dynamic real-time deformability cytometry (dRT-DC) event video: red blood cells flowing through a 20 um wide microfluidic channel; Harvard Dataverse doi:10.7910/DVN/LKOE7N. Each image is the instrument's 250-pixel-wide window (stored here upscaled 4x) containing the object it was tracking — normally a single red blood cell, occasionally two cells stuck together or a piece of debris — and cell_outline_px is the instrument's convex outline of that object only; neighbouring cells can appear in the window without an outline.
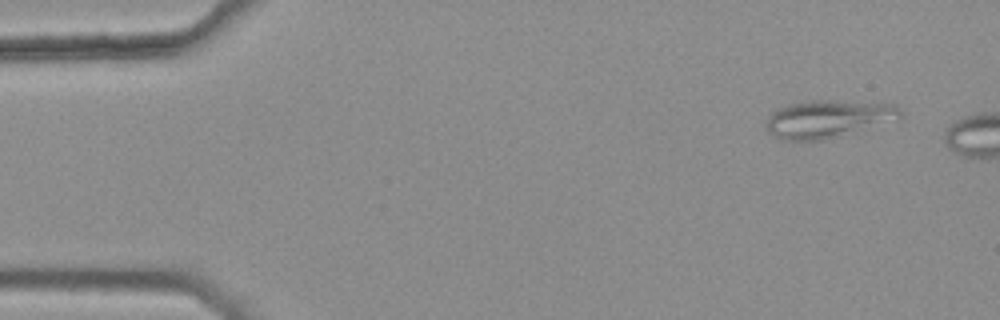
{"species": "common noctule bat (a hibernating species)", "species_latin": "Nyctalus noctula", "temperature_condition": "warm", "stored_images_in_passage": 5, "camera_frame_rate_fps": 3000, "um_per_image_px": 0.085, "animal": {"sex": "female", "body_mass_g": 25.1}, "frame": {"image": 1, "passage_image": 5, "time_ms": 1.333, "image_size_px": [1000, 320], "cell_outline_px": [[904, 116], [900, 120], [824, 140], [780, 140], [772, 136], [764, 128], [764, 124], [768, 116], [772, 112], [780, 108], [792, 104], [816, 100], [828, 100], [896, 104], [904, 112]], "centroid_in_image_um": [70.43, 10.12], "position_along_channel_um": 14.6, "area_um2": 29.88}}